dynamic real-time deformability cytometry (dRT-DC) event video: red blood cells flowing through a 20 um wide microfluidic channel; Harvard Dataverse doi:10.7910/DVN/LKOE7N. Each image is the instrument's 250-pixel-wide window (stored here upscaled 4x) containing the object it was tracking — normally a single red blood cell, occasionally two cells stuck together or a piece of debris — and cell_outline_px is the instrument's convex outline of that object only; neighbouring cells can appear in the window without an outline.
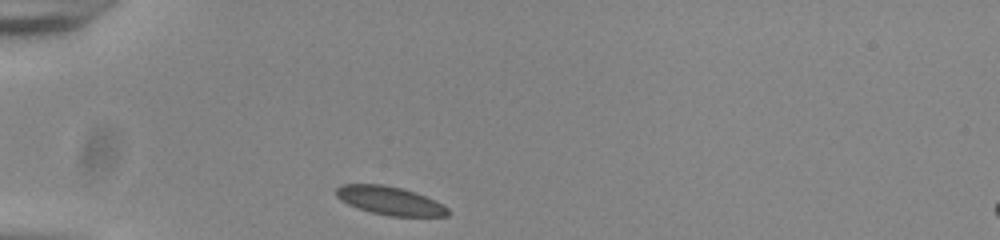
{"species": "common noctule bat (a hibernating species)", "species_latin": "Nyctalus noctula", "temperature_condition": "room temperature", "stored_images_in_passage": 31, "camera_frame_rate_fps": 3000, "um_per_image_px": 0.085, "animal": {"sex": "male", "body_mass_g": 20.0, "forearm_length_mm": 53.3}, "frame": {"image": 1, "passage_image": 1, "time_ms": 0.0, "image_size_px": [1000, 240], "cell_outline_px": [[448, 216], [388, 216], [372, 212], [348, 204], [340, 200], [336, 196], [336, 188], [340, 184], [384, 184], [416, 192], [436, 200], [444, 204], [448, 208]], "centroid_in_image_um": [33.15, 17.05], "position_along_channel_um": 51.8, "area_um2": 18.55}}
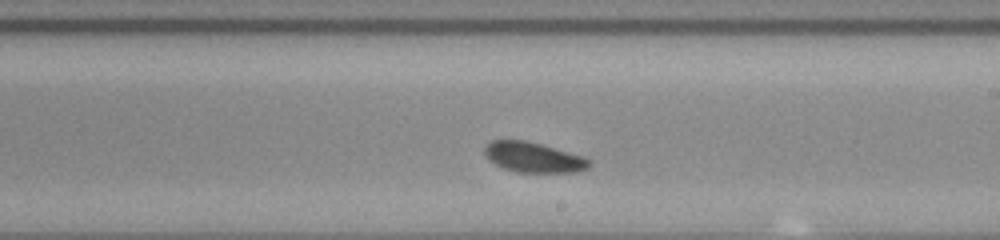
{"frame": {"image": 2, "passage_image": 18, "time_ms": 5.667, "image_size_px": [1000, 240], "cell_outline_px": [[592, 164], [588, 168], [576, 172], [516, 172], [504, 168], [488, 160], [484, 152], [484, 148], [492, 140], [524, 140], [540, 144], [584, 156], [592, 160]], "centroid_in_image_um": [45.37, 13.38], "position_along_channel_um": 243.6, "area_um2": 18.38}}
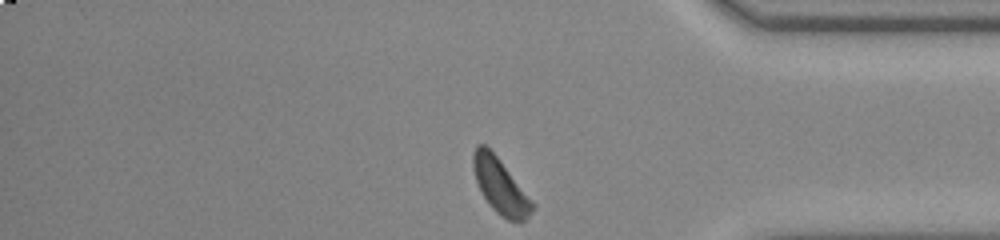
{"frame": {"image": 3, "passage_image": 31, "time_ms": 10.0, "image_size_px": [1000, 240], "cell_outline_px": [[536, 204], [532, 212], [520, 224], [508, 220], [500, 216], [492, 208], [484, 196], [476, 180], [472, 168], [472, 152], [476, 144], [484, 144], [500, 160]], "centroid_in_image_um": [42.54, 15.83], "position_along_channel_um": 392.7, "area_um2": 19.07}, "authors_computed_cell_mechanics": {"area_um2": 18.785, "velocity_mm_per_s": 3.7713, "shape_relaxation_time_tau1_ms": 3.6183, "shape_relaxation_time_tau2_ms": 4.7758, "deformation_change_tau1": 0.0645, "deformation_change_tau2": 0.0804}}